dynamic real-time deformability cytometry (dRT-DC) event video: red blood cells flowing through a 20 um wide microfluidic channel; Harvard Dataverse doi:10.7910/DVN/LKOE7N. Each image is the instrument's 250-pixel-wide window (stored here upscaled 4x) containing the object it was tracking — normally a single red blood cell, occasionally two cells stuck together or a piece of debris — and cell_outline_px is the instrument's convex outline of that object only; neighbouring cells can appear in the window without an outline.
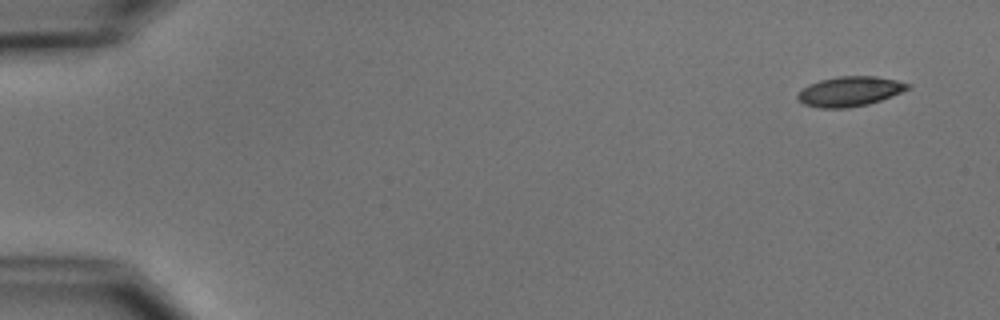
{"species": "common noctule bat (a hibernating species)", "species_latin": "Nyctalus noctula", "temperature_condition": "cold", "stored_images_in_passage": 4, "camera_frame_rate_fps": 3000, "um_per_image_px": 0.085, "animal": {"sex": "male", "body_mass_g": 15.6}, "frame": {"image": 1, "passage_image": 1, "time_ms": 0.0, "image_size_px": [1000, 320], "cell_outline_px": [[912, 88], [880, 100], [868, 104], [848, 108], [820, 108], [804, 104], [796, 96], [808, 84], [820, 80], [840, 76], [876, 76], [896, 80], [912, 84]], "centroid_in_image_um": [72.27, 7.76], "position_along_channel_um": 12.7, "area_um2": 19.07}}